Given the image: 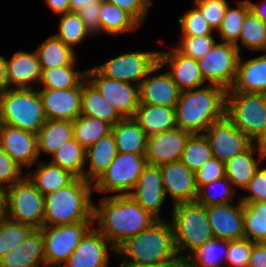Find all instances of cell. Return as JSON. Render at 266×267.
Masks as SVG:
<instances>
[{
	"mask_svg": "<svg viewBox=\"0 0 266 267\" xmlns=\"http://www.w3.org/2000/svg\"><path fill=\"white\" fill-rule=\"evenodd\" d=\"M156 221L129 194L104 196L99 205L93 204V222L99 223L95 228L115 248Z\"/></svg>",
	"mask_w": 266,
	"mask_h": 267,
	"instance_id": "cell-1",
	"label": "cell"
},
{
	"mask_svg": "<svg viewBox=\"0 0 266 267\" xmlns=\"http://www.w3.org/2000/svg\"><path fill=\"white\" fill-rule=\"evenodd\" d=\"M227 90L208 84L180 93L175 106L176 126L191 134H202L226 112Z\"/></svg>",
	"mask_w": 266,
	"mask_h": 267,
	"instance_id": "cell-2",
	"label": "cell"
},
{
	"mask_svg": "<svg viewBox=\"0 0 266 267\" xmlns=\"http://www.w3.org/2000/svg\"><path fill=\"white\" fill-rule=\"evenodd\" d=\"M121 263L147 265L182 262L176 252L173 228L166 219L157 220L149 228L126 239L116 248Z\"/></svg>",
	"mask_w": 266,
	"mask_h": 267,
	"instance_id": "cell-3",
	"label": "cell"
},
{
	"mask_svg": "<svg viewBox=\"0 0 266 267\" xmlns=\"http://www.w3.org/2000/svg\"><path fill=\"white\" fill-rule=\"evenodd\" d=\"M93 183L76 178L68 186L44 196V226L93 222Z\"/></svg>",
	"mask_w": 266,
	"mask_h": 267,
	"instance_id": "cell-4",
	"label": "cell"
},
{
	"mask_svg": "<svg viewBox=\"0 0 266 267\" xmlns=\"http://www.w3.org/2000/svg\"><path fill=\"white\" fill-rule=\"evenodd\" d=\"M172 221L177 255L183 262L204 243L214 238L208 221L206 207L195 202L173 204ZM183 252V253H182Z\"/></svg>",
	"mask_w": 266,
	"mask_h": 267,
	"instance_id": "cell-5",
	"label": "cell"
},
{
	"mask_svg": "<svg viewBox=\"0 0 266 267\" xmlns=\"http://www.w3.org/2000/svg\"><path fill=\"white\" fill-rule=\"evenodd\" d=\"M46 120L38 89L14 87L0 93L1 124L37 134Z\"/></svg>",
	"mask_w": 266,
	"mask_h": 267,
	"instance_id": "cell-6",
	"label": "cell"
},
{
	"mask_svg": "<svg viewBox=\"0 0 266 267\" xmlns=\"http://www.w3.org/2000/svg\"><path fill=\"white\" fill-rule=\"evenodd\" d=\"M3 192L5 217L34 229L44 226V196L26 175Z\"/></svg>",
	"mask_w": 266,
	"mask_h": 267,
	"instance_id": "cell-7",
	"label": "cell"
},
{
	"mask_svg": "<svg viewBox=\"0 0 266 267\" xmlns=\"http://www.w3.org/2000/svg\"><path fill=\"white\" fill-rule=\"evenodd\" d=\"M226 113L235 127L254 142L266 124V94L227 91Z\"/></svg>",
	"mask_w": 266,
	"mask_h": 267,
	"instance_id": "cell-8",
	"label": "cell"
},
{
	"mask_svg": "<svg viewBox=\"0 0 266 267\" xmlns=\"http://www.w3.org/2000/svg\"><path fill=\"white\" fill-rule=\"evenodd\" d=\"M145 155L118 152L108 169L93 182V191L129 194L147 165Z\"/></svg>",
	"mask_w": 266,
	"mask_h": 267,
	"instance_id": "cell-9",
	"label": "cell"
},
{
	"mask_svg": "<svg viewBox=\"0 0 266 267\" xmlns=\"http://www.w3.org/2000/svg\"><path fill=\"white\" fill-rule=\"evenodd\" d=\"M94 222H78L62 226H43L45 263L49 267H61L79 245Z\"/></svg>",
	"mask_w": 266,
	"mask_h": 267,
	"instance_id": "cell-10",
	"label": "cell"
},
{
	"mask_svg": "<svg viewBox=\"0 0 266 267\" xmlns=\"http://www.w3.org/2000/svg\"><path fill=\"white\" fill-rule=\"evenodd\" d=\"M240 52L235 45L225 42L215 43L202 58L198 60L204 81L230 89L237 74Z\"/></svg>",
	"mask_w": 266,
	"mask_h": 267,
	"instance_id": "cell-11",
	"label": "cell"
},
{
	"mask_svg": "<svg viewBox=\"0 0 266 267\" xmlns=\"http://www.w3.org/2000/svg\"><path fill=\"white\" fill-rule=\"evenodd\" d=\"M86 79L122 118H132L139 106V86L104 76L96 67L86 70Z\"/></svg>",
	"mask_w": 266,
	"mask_h": 267,
	"instance_id": "cell-12",
	"label": "cell"
},
{
	"mask_svg": "<svg viewBox=\"0 0 266 267\" xmlns=\"http://www.w3.org/2000/svg\"><path fill=\"white\" fill-rule=\"evenodd\" d=\"M203 134L209 142L213 156L224 163L253 144L235 127L233 119L226 112L215 119Z\"/></svg>",
	"mask_w": 266,
	"mask_h": 267,
	"instance_id": "cell-13",
	"label": "cell"
},
{
	"mask_svg": "<svg viewBox=\"0 0 266 267\" xmlns=\"http://www.w3.org/2000/svg\"><path fill=\"white\" fill-rule=\"evenodd\" d=\"M158 63L159 51H134L110 59L96 68L106 77L128 83L134 81L139 86Z\"/></svg>",
	"mask_w": 266,
	"mask_h": 267,
	"instance_id": "cell-14",
	"label": "cell"
},
{
	"mask_svg": "<svg viewBox=\"0 0 266 267\" xmlns=\"http://www.w3.org/2000/svg\"><path fill=\"white\" fill-rule=\"evenodd\" d=\"M111 251L116 253V248L93 227L61 267H108Z\"/></svg>",
	"mask_w": 266,
	"mask_h": 267,
	"instance_id": "cell-15",
	"label": "cell"
},
{
	"mask_svg": "<svg viewBox=\"0 0 266 267\" xmlns=\"http://www.w3.org/2000/svg\"><path fill=\"white\" fill-rule=\"evenodd\" d=\"M129 195L157 220L166 198L159 166L147 164Z\"/></svg>",
	"mask_w": 266,
	"mask_h": 267,
	"instance_id": "cell-16",
	"label": "cell"
},
{
	"mask_svg": "<svg viewBox=\"0 0 266 267\" xmlns=\"http://www.w3.org/2000/svg\"><path fill=\"white\" fill-rule=\"evenodd\" d=\"M163 188L173 204L195 202L198 196L195 172L179 161L159 165Z\"/></svg>",
	"mask_w": 266,
	"mask_h": 267,
	"instance_id": "cell-17",
	"label": "cell"
},
{
	"mask_svg": "<svg viewBox=\"0 0 266 267\" xmlns=\"http://www.w3.org/2000/svg\"><path fill=\"white\" fill-rule=\"evenodd\" d=\"M161 68L158 63L140 83L139 104L175 108L181 91L167 71L157 73Z\"/></svg>",
	"mask_w": 266,
	"mask_h": 267,
	"instance_id": "cell-18",
	"label": "cell"
},
{
	"mask_svg": "<svg viewBox=\"0 0 266 267\" xmlns=\"http://www.w3.org/2000/svg\"><path fill=\"white\" fill-rule=\"evenodd\" d=\"M0 146L21 167L31 168L39 158L37 134L1 124Z\"/></svg>",
	"mask_w": 266,
	"mask_h": 267,
	"instance_id": "cell-19",
	"label": "cell"
},
{
	"mask_svg": "<svg viewBox=\"0 0 266 267\" xmlns=\"http://www.w3.org/2000/svg\"><path fill=\"white\" fill-rule=\"evenodd\" d=\"M38 92L46 119L74 121L81 115L82 82L73 88L38 89Z\"/></svg>",
	"mask_w": 266,
	"mask_h": 267,
	"instance_id": "cell-20",
	"label": "cell"
},
{
	"mask_svg": "<svg viewBox=\"0 0 266 267\" xmlns=\"http://www.w3.org/2000/svg\"><path fill=\"white\" fill-rule=\"evenodd\" d=\"M191 133L178 127L147 138L146 160L150 165L179 161Z\"/></svg>",
	"mask_w": 266,
	"mask_h": 267,
	"instance_id": "cell-21",
	"label": "cell"
},
{
	"mask_svg": "<svg viewBox=\"0 0 266 267\" xmlns=\"http://www.w3.org/2000/svg\"><path fill=\"white\" fill-rule=\"evenodd\" d=\"M207 217L215 238L240 240L244 238L243 202L206 207Z\"/></svg>",
	"mask_w": 266,
	"mask_h": 267,
	"instance_id": "cell-22",
	"label": "cell"
},
{
	"mask_svg": "<svg viewBox=\"0 0 266 267\" xmlns=\"http://www.w3.org/2000/svg\"><path fill=\"white\" fill-rule=\"evenodd\" d=\"M159 64L170 65L167 72L181 92L200 88L205 84L198 60L186 57L175 48L170 52L159 51Z\"/></svg>",
	"mask_w": 266,
	"mask_h": 267,
	"instance_id": "cell-23",
	"label": "cell"
},
{
	"mask_svg": "<svg viewBox=\"0 0 266 267\" xmlns=\"http://www.w3.org/2000/svg\"><path fill=\"white\" fill-rule=\"evenodd\" d=\"M6 71L8 79V89H12V84L17 89L34 88V83H40L41 68L36 52H25L24 50L13 53L10 60L6 59ZM11 85V86H10Z\"/></svg>",
	"mask_w": 266,
	"mask_h": 267,
	"instance_id": "cell-24",
	"label": "cell"
},
{
	"mask_svg": "<svg viewBox=\"0 0 266 267\" xmlns=\"http://www.w3.org/2000/svg\"><path fill=\"white\" fill-rule=\"evenodd\" d=\"M46 265L41 229H34L22 244L0 259V267H39Z\"/></svg>",
	"mask_w": 266,
	"mask_h": 267,
	"instance_id": "cell-25",
	"label": "cell"
},
{
	"mask_svg": "<svg viewBox=\"0 0 266 267\" xmlns=\"http://www.w3.org/2000/svg\"><path fill=\"white\" fill-rule=\"evenodd\" d=\"M238 60L233 86L227 91L266 94V52L249 60Z\"/></svg>",
	"mask_w": 266,
	"mask_h": 267,
	"instance_id": "cell-26",
	"label": "cell"
},
{
	"mask_svg": "<svg viewBox=\"0 0 266 267\" xmlns=\"http://www.w3.org/2000/svg\"><path fill=\"white\" fill-rule=\"evenodd\" d=\"M256 153L259 159L253 157ZM265 157L266 152L253 143L246 151L236 154L225 162L226 178L233 188L236 186L244 190L257 171L260 161Z\"/></svg>",
	"mask_w": 266,
	"mask_h": 267,
	"instance_id": "cell-27",
	"label": "cell"
},
{
	"mask_svg": "<svg viewBox=\"0 0 266 267\" xmlns=\"http://www.w3.org/2000/svg\"><path fill=\"white\" fill-rule=\"evenodd\" d=\"M147 136L176 128L175 108L139 104L132 117Z\"/></svg>",
	"mask_w": 266,
	"mask_h": 267,
	"instance_id": "cell-28",
	"label": "cell"
},
{
	"mask_svg": "<svg viewBox=\"0 0 266 267\" xmlns=\"http://www.w3.org/2000/svg\"><path fill=\"white\" fill-rule=\"evenodd\" d=\"M117 153L112 132L85 149V161L89 160V169L84 170V179L93 183L108 169Z\"/></svg>",
	"mask_w": 266,
	"mask_h": 267,
	"instance_id": "cell-29",
	"label": "cell"
},
{
	"mask_svg": "<svg viewBox=\"0 0 266 267\" xmlns=\"http://www.w3.org/2000/svg\"><path fill=\"white\" fill-rule=\"evenodd\" d=\"M37 163V169L35 171L32 170L26 176L43 196L68 186L77 178L70 171L51 162H39L38 160Z\"/></svg>",
	"mask_w": 266,
	"mask_h": 267,
	"instance_id": "cell-30",
	"label": "cell"
},
{
	"mask_svg": "<svg viewBox=\"0 0 266 267\" xmlns=\"http://www.w3.org/2000/svg\"><path fill=\"white\" fill-rule=\"evenodd\" d=\"M117 152L146 154L148 136L133 118H122L112 126Z\"/></svg>",
	"mask_w": 266,
	"mask_h": 267,
	"instance_id": "cell-31",
	"label": "cell"
},
{
	"mask_svg": "<svg viewBox=\"0 0 266 267\" xmlns=\"http://www.w3.org/2000/svg\"><path fill=\"white\" fill-rule=\"evenodd\" d=\"M81 115L99 118L111 126L122 119L86 78L82 81Z\"/></svg>",
	"mask_w": 266,
	"mask_h": 267,
	"instance_id": "cell-32",
	"label": "cell"
},
{
	"mask_svg": "<svg viewBox=\"0 0 266 267\" xmlns=\"http://www.w3.org/2000/svg\"><path fill=\"white\" fill-rule=\"evenodd\" d=\"M73 138L72 120L47 119L37 133L38 154L45 152L52 155L63 143Z\"/></svg>",
	"mask_w": 266,
	"mask_h": 267,
	"instance_id": "cell-33",
	"label": "cell"
},
{
	"mask_svg": "<svg viewBox=\"0 0 266 267\" xmlns=\"http://www.w3.org/2000/svg\"><path fill=\"white\" fill-rule=\"evenodd\" d=\"M74 51L55 35L47 38L35 50L41 71L69 65L77 58Z\"/></svg>",
	"mask_w": 266,
	"mask_h": 267,
	"instance_id": "cell-34",
	"label": "cell"
},
{
	"mask_svg": "<svg viewBox=\"0 0 266 267\" xmlns=\"http://www.w3.org/2000/svg\"><path fill=\"white\" fill-rule=\"evenodd\" d=\"M228 240L212 238L183 261V267H221L226 261Z\"/></svg>",
	"mask_w": 266,
	"mask_h": 267,
	"instance_id": "cell-35",
	"label": "cell"
},
{
	"mask_svg": "<svg viewBox=\"0 0 266 267\" xmlns=\"http://www.w3.org/2000/svg\"><path fill=\"white\" fill-rule=\"evenodd\" d=\"M101 33L115 36L121 33L135 31L139 23L126 11L110 2L102 1L100 6Z\"/></svg>",
	"mask_w": 266,
	"mask_h": 267,
	"instance_id": "cell-36",
	"label": "cell"
},
{
	"mask_svg": "<svg viewBox=\"0 0 266 267\" xmlns=\"http://www.w3.org/2000/svg\"><path fill=\"white\" fill-rule=\"evenodd\" d=\"M112 126L93 116L80 115L73 121V137L84 148L111 133Z\"/></svg>",
	"mask_w": 266,
	"mask_h": 267,
	"instance_id": "cell-37",
	"label": "cell"
},
{
	"mask_svg": "<svg viewBox=\"0 0 266 267\" xmlns=\"http://www.w3.org/2000/svg\"><path fill=\"white\" fill-rule=\"evenodd\" d=\"M75 62L76 58L69 65L43 69L40 80L43 89L61 90L77 87L86 78V70H74Z\"/></svg>",
	"mask_w": 266,
	"mask_h": 267,
	"instance_id": "cell-38",
	"label": "cell"
},
{
	"mask_svg": "<svg viewBox=\"0 0 266 267\" xmlns=\"http://www.w3.org/2000/svg\"><path fill=\"white\" fill-rule=\"evenodd\" d=\"M51 156L52 164L70 171L77 178H84L85 149L74 138L63 143Z\"/></svg>",
	"mask_w": 266,
	"mask_h": 267,
	"instance_id": "cell-39",
	"label": "cell"
},
{
	"mask_svg": "<svg viewBox=\"0 0 266 267\" xmlns=\"http://www.w3.org/2000/svg\"><path fill=\"white\" fill-rule=\"evenodd\" d=\"M244 238L266 243V202L243 203Z\"/></svg>",
	"mask_w": 266,
	"mask_h": 267,
	"instance_id": "cell-40",
	"label": "cell"
},
{
	"mask_svg": "<svg viewBox=\"0 0 266 267\" xmlns=\"http://www.w3.org/2000/svg\"><path fill=\"white\" fill-rule=\"evenodd\" d=\"M250 12L248 0L238 2V8L228 6L226 15L224 16L221 26L217 30L223 42L235 45L239 52L241 51L240 39L241 29L245 17Z\"/></svg>",
	"mask_w": 266,
	"mask_h": 267,
	"instance_id": "cell-41",
	"label": "cell"
},
{
	"mask_svg": "<svg viewBox=\"0 0 266 267\" xmlns=\"http://www.w3.org/2000/svg\"><path fill=\"white\" fill-rule=\"evenodd\" d=\"M211 157V147L205 135L191 134L185 144L180 161L191 171L199 170Z\"/></svg>",
	"mask_w": 266,
	"mask_h": 267,
	"instance_id": "cell-42",
	"label": "cell"
},
{
	"mask_svg": "<svg viewBox=\"0 0 266 267\" xmlns=\"http://www.w3.org/2000/svg\"><path fill=\"white\" fill-rule=\"evenodd\" d=\"M60 16L61 18L58 25L59 32L54 35L74 50L73 47L83 42V39L91 33L87 30L78 13L69 11Z\"/></svg>",
	"mask_w": 266,
	"mask_h": 267,
	"instance_id": "cell-43",
	"label": "cell"
},
{
	"mask_svg": "<svg viewBox=\"0 0 266 267\" xmlns=\"http://www.w3.org/2000/svg\"><path fill=\"white\" fill-rule=\"evenodd\" d=\"M33 230L30 225L12 221L4 216L0 220V259L8 251L22 244Z\"/></svg>",
	"mask_w": 266,
	"mask_h": 267,
	"instance_id": "cell-44",
	"label": "cell"
},
{
	"mask_svg": "<svg viewBox=\"0 0 266 267\" xmlns=\"http://www.w3.org/2000/svg\"><path fill=\"white\" fill-rule=\"evenodd\" d=\"M239 40L246 49L266 51V24L250 11L244 19Z\"/></svg>",
	"mask_w": 266,
	"mask_h": 267,
	"instance_id": "cell-45",
	"label": "cell"
},
{
	"mask_svg": "<svg viewBox=\"0 0 266 267\" xmlns=\"http://www.w3.org/2000/svg\"><path fill=\"white\" fill-rule=\"evenodd\" d=\"M220 185L222 186L221 192H219L216 195L210 193V191L211 190L213 191V189L216 188L217 186L221 187ZM235 192L236 190L231 185V182L226 177H223L205 186H201L198 189V196L196 202L205 207L211 205H222V204L232 203L234 201L233 196Z\"/></svg>",
	"mask_w": 266,
	"mask_h": 267,
	"instance_id": "cell-46",
	"label": "cell"
},
{
	"mask_svg": "<svg viewBox=\"0 0 266 267\" xmlns=\"http://www.w3.org/2000/svg\"><path fill=\"white\" fill-rule=\"evenodd\" d=\"M178 23L181 27V36L197 37L212 35L213 33L212 28L196 6L190 9V11L185 12L184 16L182 15L178 18Z\"/></svg>",
	"mask_w": 266,
	"mask_h": 267,
	"instance_id": "cell-47",
	"label": "cell"
},
{
	"mask_svg": "<svg viewBox=\"0 0 266 267\" xmlns=\"http://www.w3.org/2000/svg\"><path fill=\"white\" fill-rule=\"evenodd\" d=\"M215 43L216 40L213 38L212 35H204L197 37L181 36L179 45L174 48L186 57L199 60L209 50L212 49Z\"/></svg>",
	"mask_w": 266,
	"mask_h": 267,
	"instance_id": "cell-48",
	"label": "cell"
},
{
	"mask_svg": "<svg viewBox=\"0 0 266 267\" xmlns=\"http://www.w3.org/2000/svg\"><path fill=\"white\" fill-rule=\"evenodd\" d=\"M212 30L217 31L226 15L229 3L226 0H194Z\"/></svg>",
	"mask_w": 266,
	"mask_h": 267,
	"instance_id": "cell-49",
	"label": "cell"
},
{
	"mask_svg": "<svg viewBox=\"0 0 266 267\" xmlns=\"http://www.w3.org/2000/svg\"><path fill=\"white\" fill-rule=\"evenodd\" d=\"M21 174L22 167L0 146V189L4 191L21 180L24 177Z\"/></svg>",
	"mask_w": 266,
	"mask_h": 267,
	"instance_id": "cell-50",
	"label": "cell"
},
{
	"mask_svg": "<svg viewBox=\"0 0 266 267\" xmlns=\"http://www.w3.org/2000/svg\"><path fill=\"white\" fill-rule=\"evenodd\" d=\"M253 242L248 239L228 241L226 261L233 267H246L249 265Z\"/></svg>",
	"mask_w": 266,
	"mask_h": 267,
	"instance_id": "cell-51",
	"label": "cell"
},
{
	"mask_svg": "<svg viewBox=\"0 0 266 267\" xmlns=\"http://www.w3.org/2000/svg\"><path fill=\"white\" fill-rule=\"evenodd\" d=\"M223 177H226L225 163L214 156L195 172L198 189Z\"/></svg>",
	"mask_w": 266,
	"mask_h": 267,
	"instance_id": "cell-52",
	"label": "cell"
},
{
	"mask_svg": "<svg viewBox=\"0 0 266 267\" xmlns=\"http://www.w3.org/2000/svg\"><path fill=\"white\" fill-rule=\"evenodd\" d=\"M244 190L249 191L250 194L240 199L243 203L266 202V167L258 166Z\"/></svg>",
	"mask_w": 266,
	"mask_h": 267,
	"instance_id": "cell-53",
	"label": "cell"
},
{
	"mask_svg": "<svg viewBox=\"0 0 266 267\" xmlns=\"http://www.w3.org/2000/svg\"><path fill=\"white\" fill-rule=\"evenodd\" d=\"M118 6L120 9L130 14L139 24L146 17L151 7L152 0H104Z\"/></svg>",
	"mask_w": 266,
	"mask_h": 267,
	"instance_id": "cell-54",
	"label": "cell"
},
{
	"mask_svg": "<svg viewBox=\"0 0 266 267\" xmlns=\"http://www.w3.org/2000/svg\"><path fill=\"white\" fill-rule=\"evenodd\" d=\"M100 6L101 2L89 3L77 12L91 34H99L101 32Z\"/></svg>",
	"mask_w": 266,
	"mask_h": 267,
	"instance_id": "cell-55",
	"label": "cell"
},
{
	"mask_svg": "<svg viewBox=\"0 0 266 267\" xmlns=\"http://www.w3.org/2000/svg\"><path fill=\"white\" fill-rule=\"evenodd\" d=\"M249 265L252 267H266V243L253 242Z\"/></svg>",
	"mask_w": 266,
	"mask_h": 267,
	"instance_id": "cell-56",
	"label": "cell"
},
{
	"mask_svg": "<svg viewBox=\"0 0 266 267\" xmlns=\"http://www.w3.org/2000/svg\"><path fill=\"white\" fill-rule=\"evenodd\" d=\"M50 9L57 15L70 11L69 0H45Z\"/></svg>",
	"mask_w": 266,
	"mask_h": 267,
	"instance_id": "cell-57",
	"label": "cell"
},
{
	"mask_svg": "<svg viewBox=\"0 0 266 267\" xmlns=\"http://www.w3.org/2000/svg\"><path fill=\"white\" fill-rule=\"evenodd\" d=\"M250 5V11L258 18H260L266 24V1L263 4H256L248 0Z\"/></svg>",
	"mask_w": 266,
	"mask_h": 267,
	"instance_id": "cell-58",
	"label": "cell"
},
{
	"mask_svg": "<svg viewBox=\"0 0 266 267\" xmlns=\"http://www.w3.org/2000/svg\"><path fill=\"white\" fill-rule=\"evenodd\" d=\"M8 89L6 58L0 55V93Z\"/></svg>",
	"mask_w": 266,
	"mask_h": 267,
	"instance_id": "cell-59",
	"label": "cell"
},
{
	"mask_svg": "<svg viewBox=\"0 0 266 267\" xmlns=\"http://www.w3.org/2000/svg\"><path fill=\"white\" fill-rule=\"evenodd\" d=\"M120 267H183V262H163L160 264H147V265L121 263Z\"/></svg>",
	"mask_w": 266,
	"mask_h": 267,
	"instance_id": "cell-60",
	"label": "cell"
},
{
	"mask_svg": "<svg viewBox=\"0 0 266 267\" xmlns=\"http://www.w3.org/2000/svg\"><path fill=\"white\" fill-rule=\"evenodd\" d=\"M103 0H69L70 12H78L84 6L93 2H102Z\"/></svg>",
	"mask_w": 266,
	"mask_h": 267,
	"instance_id": "cell-61",
	"label": "cell"
},
{
	"mask_svg": "<svg viewBox=\"0 0 266 267\" xmlns=\"http://www.w3.org/2000/svg\"><path fill=\"white\" fill-rule=\"evenodd\" d=\"M253 143L266 152V124L262 134Z\"/></svg>",
	"mask_w": 266,
	"mask_h": 267,
	"instance_id": "cell-62",
	"label": "cell"
},
{
	"mask_svg": "<svg viewBox=\"0 0 266 267\" xmlns=\"http://www.w3.org/2000/svg\"><path fill=\"white\" fill-rule=\"evenodd\" d=\"M4 217V192L0 189V220Z\"/></svg>",
	"mask_w": 266,
	"mask_h": 267,
	"instance_id": "cell-63",
	"label": "cell"
}]
</instances>
